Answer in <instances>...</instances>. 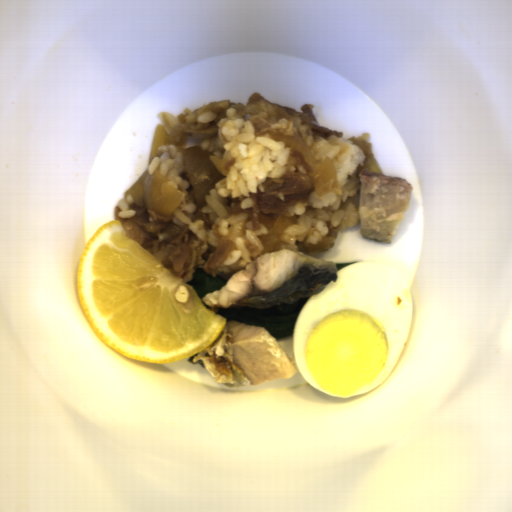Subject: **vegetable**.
Here are the masks:
<instances>
[{
    "label": "vegetable",
    "mask_w": 512,
    "mask_h": 512,
    "mask_svg": "<svg viewBox=\"0 0 512 512\" xmlns=\"http://www.w3.org/2000/svg\"><path fill=\"white\" fill-rule=\"evenodd\" d=\"M227 282L217 274L211 277L205 270L194 269L191 278L185 284L193 287L199 298L202 299L208 293L223 288Z\"/></svg>",
    "instance_id": "obj_2"
},
{
    "label": "vegetable",
    "mask_w": 512,
    "mask_h": 512,
    "mask_svg": "<svg viewBox=\"0 0 512 512\" xmlns=\"http://www.w3.org/2000/svg\"><path fill=\"white\" fill-rule=\"evenodd\" d=\"M357 262H359V261H357ZM353 263H355V262L335 263V265H336V269H337V272H339L340 270H342V269H343V268H345L346 266L351 265V264H353Z\"/></svg>",
    "instance_id": "obj_3"
},
{
    "label": "vegetable",
    "mask_w": 512,
    "mask_h": 512,
    "mask_svg": "<svg viewBox=\"0 0 512 512\" xmlns=\"http://www.w3.org/2000/svg\"><path fill=\"white\" fill-rule=\"evenodd\" d=\"M301 297L291 304H279L268 309L243 306L240 308H218L217 314L229 320H235L249 326L265 327L276 340H286L294 335V325L309 299ZM225 321V322H226Z\"/></svg>",
    "instance_id": "obj_1"
}]
</instances>
